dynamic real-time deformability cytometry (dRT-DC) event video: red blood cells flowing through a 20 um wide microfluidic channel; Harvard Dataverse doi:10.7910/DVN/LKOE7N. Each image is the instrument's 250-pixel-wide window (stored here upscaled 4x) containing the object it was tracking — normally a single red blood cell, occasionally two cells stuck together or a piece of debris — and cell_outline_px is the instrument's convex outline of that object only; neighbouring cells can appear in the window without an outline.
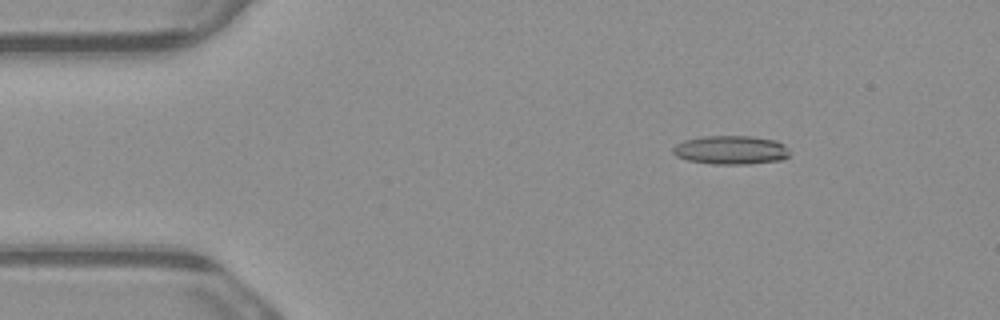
{"species": "common noctule bat (a hibernating species)", "species_latin": "Nyctalus noctula", "temperature_condition": "warm", "stored_images_in_passage": 5, "camera_frame_rate_fps": 3000, "um_per_image_px": 0.085, "animal": {"sex": "male", "body_mass_g": 23.1, "forearm_length_mm": 52.7}, "frame": {"image": 1, "passage_image": 3, "time_ms": 0.667, "image_size_px": [1000, 320], "cell_outline_px": [[788, 156], [784, 160], [748, 164], [712, 164], [688, 160], [676, 156], [672, 152], [672, 148], [676, 144], [684, 140], [704, 136], [752, 136], [776, 140], [784, 144], [788, 152]], "centroid_in_image_um": [62.12, 12.75], "position_along_channel_um": 22.9, "area_um2": 19.65}}